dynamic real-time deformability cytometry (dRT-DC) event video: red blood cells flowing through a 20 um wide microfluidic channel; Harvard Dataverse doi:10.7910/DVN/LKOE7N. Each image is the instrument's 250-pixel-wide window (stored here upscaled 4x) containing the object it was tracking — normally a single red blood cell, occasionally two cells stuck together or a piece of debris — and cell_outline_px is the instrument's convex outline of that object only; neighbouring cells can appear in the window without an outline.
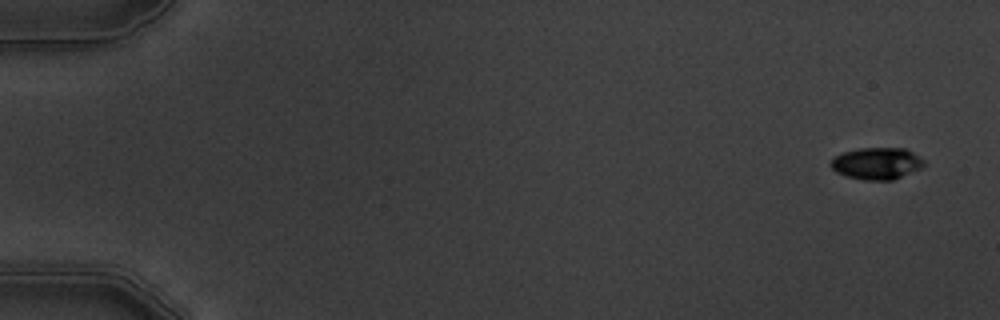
{"species": "common noctule bat (a hibernating species)", "species_latin": "Nyctalus noctula", "temperature_condition": "warm", "stored_images_in_passage": 5, "camera_frame_rate_fps": 3000, "um_per_image_px": 0.085, "animal": {"sex": "male", "body_mass_g": 19.5, "forearm_length_mm": 54.6}, "frame": {"image": 1, "passage_image": 1, "time_ms": 0.0, "image_size_px": [1000, 320], "cell_outline_px": [[924, 164], [920, 168], [892, 180], [864, 180], [848, 176], [836, 172], [828, 164], [836, 156], [844, 152], [860, 148], [904, 148], [920, 156], [924, 160]], "centroid_in_image_um": [74.52, 13.88], "position_along_channel_um": 10.5, "area_um2": 17.11}}
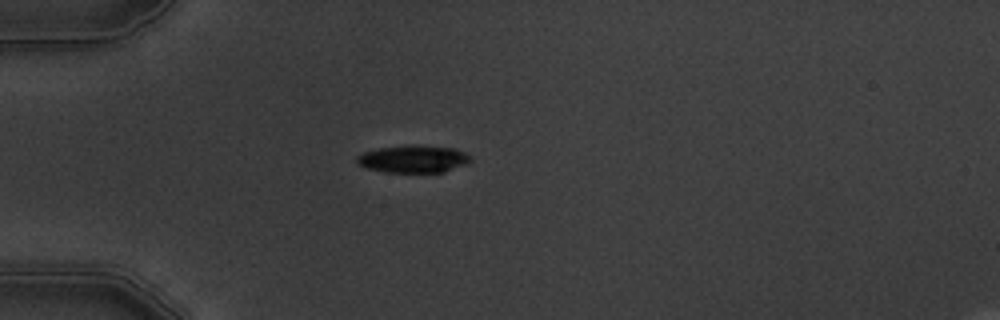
{"frame": {"image": 2, "passage_image": 5, "time_ms": 4.667, "image_size_px": [1000, 320], "cell_outline_px": [[472, 160], [464, 164], [444, 172], [384, 172], [368, 168], [360, 164], [356, 160], [356, 156], [364, 152], [380, 148], [456, 148], [464, 152]], "centroid_in_image_um": [35.12, 13.57], "position_along_channel_um": 49.9, "area_um2": 16.94}}